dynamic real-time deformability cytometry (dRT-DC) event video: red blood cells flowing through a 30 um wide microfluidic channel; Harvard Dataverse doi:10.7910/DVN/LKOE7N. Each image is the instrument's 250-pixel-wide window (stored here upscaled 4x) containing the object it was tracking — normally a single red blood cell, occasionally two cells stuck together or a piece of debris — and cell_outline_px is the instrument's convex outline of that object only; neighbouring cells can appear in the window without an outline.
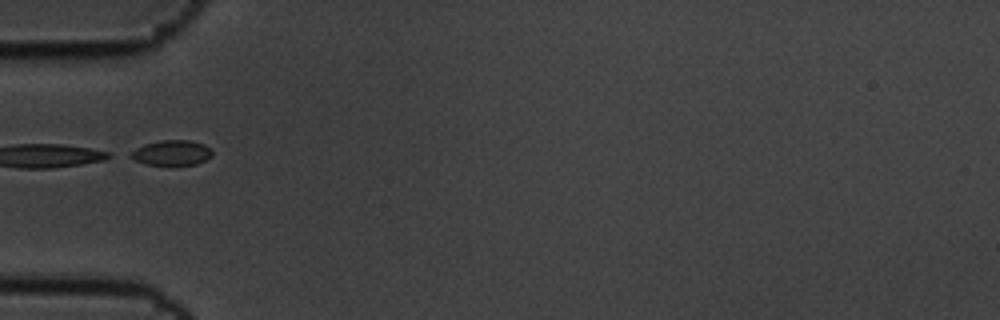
{"species": "common noctule bat (a hibernating species)", "species_latin": "Nyctalus noctula", "temperature_condition": "cold", "stored_images_in_passage": 9, "segment_of_instrument_passage": [2, 2], "camera_frame_rate_fps": 3000, "um_per_image_px": 0.085, "animal": {"sex": "male", "body_mass_g": 19.5, "forearm_length_mm": 54.6}, "frame": {"image": 1, "passage_image": 6, "time_ms": 1.667, "image_size_px": [1000, 320], "cell_outline_px": [[212, 156], [196, 164], [144, 164], [128, 156], [136, 148], [144, 144], [160, 140], [188, 140], [204, 144], [212, 152]], "centroid_in_image_um": [14.58, 12.97], "position_along_channel_um": 70.4, "area_um2": 11.68}}
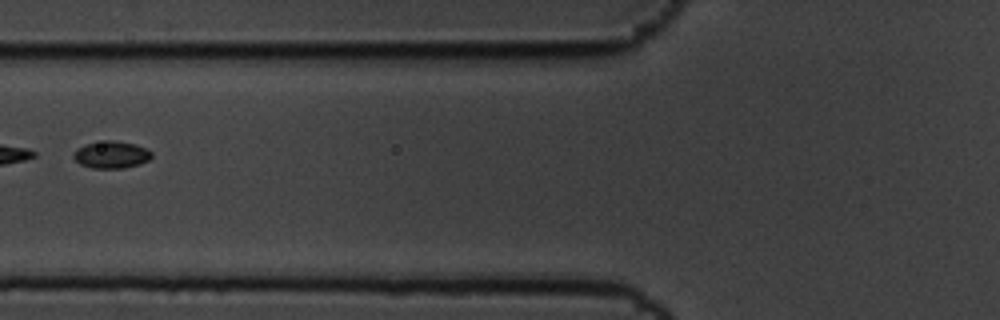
{"frame": {"image": 2, "passage_image": 7, "time_ms": 2.0, "image_size_px": [1000, 320], "cell_outline_px": [[152, 156], [148, 160], [140, 164], [124, 168], [92, 168], [80, 164], [72, 156], [76, 148], [84, 144], [104, 140], [116, 140], [136, 144], [152, 152]], "centroid_in_image_um": [9.45, 13.14], "position_along_channel_um": 116.4, "area_um2": 12.48}}
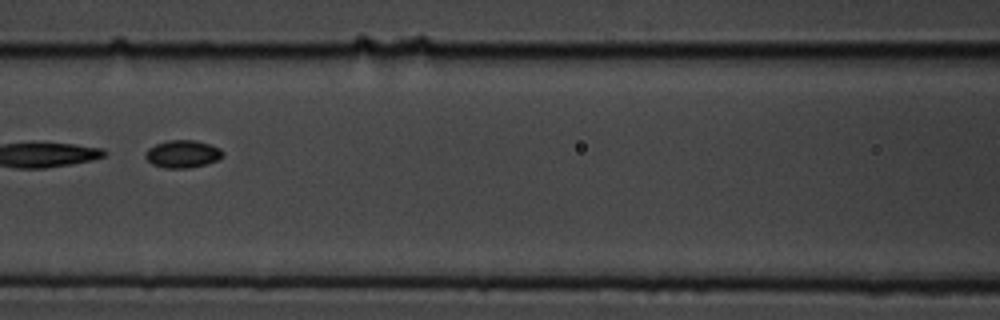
{"frame": {"image": 3, "passage_image": 8, "time_ms": 2.333, "image_size_px": [1000, 320], "cell_outline_px": [[224, 156], [208, 164], [188, 168], [164, 168], [152, 164], [144, 156], [148, 148], [156, 144], [168, 140], [196, 140], [220, 148], [224, 152]], "centroid_in_image_um": [15.53, 13.09], "position_along_channel_um": 151.1, "area_um2": 12.48}}